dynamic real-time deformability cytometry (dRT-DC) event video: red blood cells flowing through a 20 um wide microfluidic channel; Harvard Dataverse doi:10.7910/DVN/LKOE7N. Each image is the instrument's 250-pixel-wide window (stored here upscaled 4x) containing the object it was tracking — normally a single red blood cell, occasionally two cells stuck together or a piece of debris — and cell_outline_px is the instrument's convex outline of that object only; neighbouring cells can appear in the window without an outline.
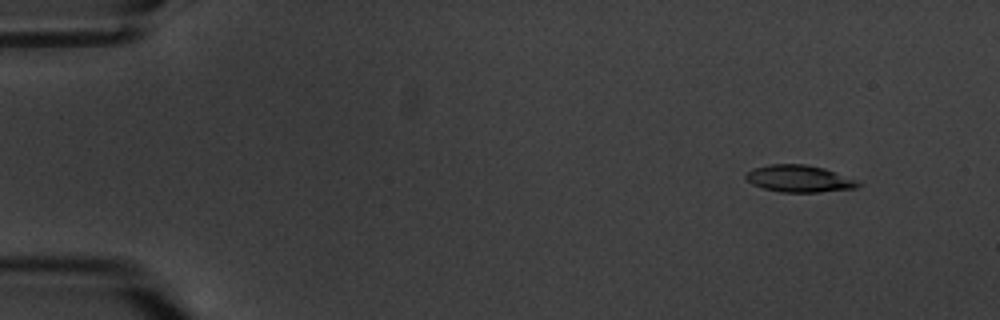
{"species": "common noctule bat (a hibernating species)", "species_latin": "Nyctalus noctula", "temperature_condition": "warm", "stored_images_in_passage": 4, "camera_frame_rate_fps": 3000, "um_per_image_px": 0.085, "animal": {"sex": "male", "body_mass_g": 20.1, "forearm_length_mm": 53.5}, "frame": {"image": 1, "passage_image": 1, "time_ms": 0.0, "image_size_px": [1000, 320], "cell_outline_px": [[860, 184], [856, 188], [816, 192], [780, 192], [764, 188], [752, 184], [744, 176], [748, 172], [756, 168], [768, 164], [804, 164], [824, 168], [836, 172], [856, 180]], "centroid_in_image_um": [67.92, 15.18], "position_along_channel_um": 17.1, "area_um2": 17.4}}
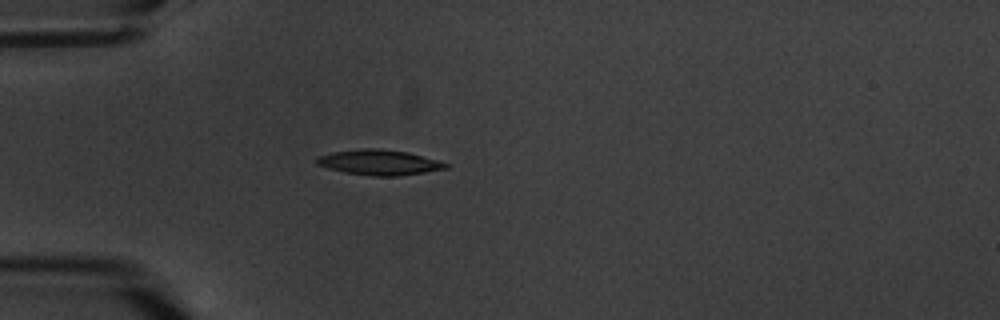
{"frame": {"image": 2, "passage_image": 4, "time_ms": 4.0, "image_size_px": [1000, 320], "cell_outline_px": [[448, 168], [424, 172], [396, 176], [372, 176], [344, 172], [328, 168], [316, 164], [316, 156], [332, 152], [364, 148], [380, 148], [408, 152], [436, 160], [448, 164]], "centroid_in_image_um": [32.18, 13.8], "position_along_channel_um": 52.8, "area_um2": 18.9}}